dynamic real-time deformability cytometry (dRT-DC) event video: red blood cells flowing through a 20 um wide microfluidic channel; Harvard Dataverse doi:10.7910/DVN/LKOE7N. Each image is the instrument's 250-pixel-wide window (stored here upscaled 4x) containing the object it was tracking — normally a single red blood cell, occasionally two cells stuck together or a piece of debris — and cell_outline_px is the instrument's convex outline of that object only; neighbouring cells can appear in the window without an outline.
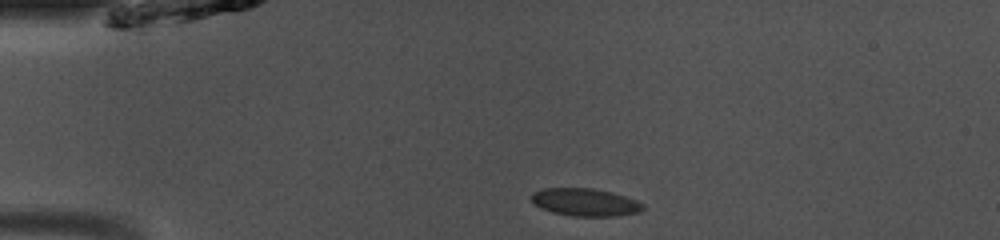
{"species": "common noctule bat (a hibernating species)", "species_latin": "Nyctalus noctula", "temperature_condition": "room temperature", "stored_images_in_passage": 39, "camera_frame_rate_fps": 3000, "um_per_image_px": 0.085, "animal": {"sex": "male", "body_mass_g": 13.0, "forearm_length_mm": 53.1}, "frame": {"image": 1, "passage_image": 1, "time_ms": 0.0, "image_size_px": [1000, 240], "cell_outline_px": [[644, 208], [640, 212], [612, 216], [572, 216], [552, 212], [540, 208], [532, 200], [532, 192], [544, 188], [592, 188], [612, 192], [636, 200], [644, 204]], "centroid_in_image_um": [49.74, 17.18], "position_along_channel_um": 35.3, "area_um2": 17.92}}
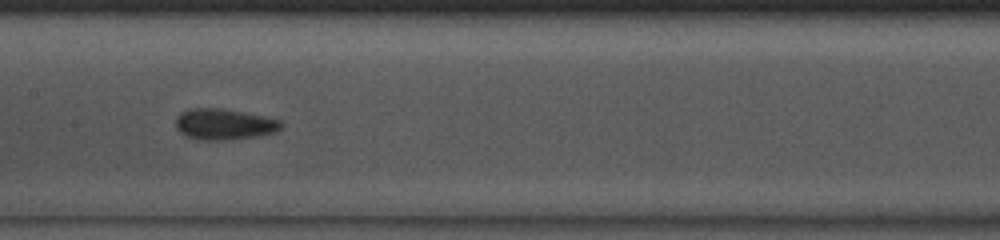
{"frame": {"image": 2, "passage_image": 15, "time_ms": 4.667, "image_size_px": [1000, 240], "cell_outline_px": [[284, 124], [276, 132], [260, 136], [220, 140], [200, 140], [188, 136], [180, 132], [176, 128], [176, 116], [180, 112], [188, 108], [220, 108], [244, 112], [280, 120]], "centroid_in_image_um": [19.04, 10.55], "position_along_channel_um": 188.4, "area_um2": 19.07}}
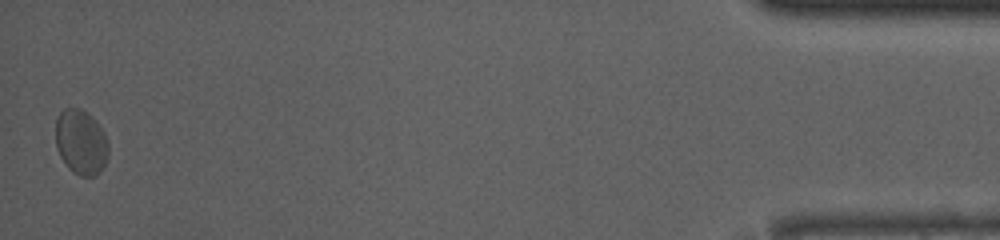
{"frame": {"image": 3, "passage_image": 39, "time_ms": 12.667, "image_size_px": [1000, 240], "cell_outline_px": [[108, 156], [100, 172], [92, 176], [80, 176], [72, 172], [68, 168], [60, 156], [56, 148], [56, 120], [60, 112], [64, 108], [80, 108], [92, 116], [104, 132], [108, 140]], "centroid_in_image_um": [6.88, 12.08], "position_along_channel_um": 428.3, "area_um2": 20.11}, "authors_computed_cell_mechanics": {"area_um2": 18.4382, "velocity_mm_per_s": 4.0694, "shape_relaxation_time_tau1_ms": 1.4572, "shape_relaxation_time_tau2_ms": 1.0228, "deformation_change_tau1": 0.0536, "deformation_change_tau2": 0.0422}}